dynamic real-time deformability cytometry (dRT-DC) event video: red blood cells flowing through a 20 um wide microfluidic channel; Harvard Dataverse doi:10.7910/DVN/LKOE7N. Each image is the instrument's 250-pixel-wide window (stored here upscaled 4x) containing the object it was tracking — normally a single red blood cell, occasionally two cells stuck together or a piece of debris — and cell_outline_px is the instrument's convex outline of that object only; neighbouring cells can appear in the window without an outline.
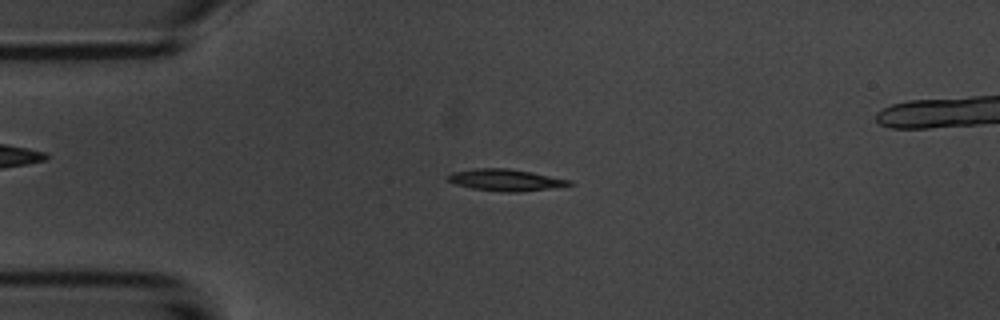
{"species": "common noctule bat (a hibernating species)", "species_latin": "Nyctalus noctula", "temperature_condition": "room temperature", "stored_images_in_passage": 49, "camera_frame_rate_fps": 3000, "um_per_image_px": 0.085, "animal": {"sex": "male", "body_mass_g": 20.1, "forearm_length_mm": 53.5}, "frame": {"image": 1, "passage_image": 7, "time_ms": 2.0, "image_size_px": [1000, 320], "cell_outline_px": [[576, 184], [548, 188], [516, 192], [504, 192], [472, 188], [456, 184], [448, 180], [448, 176], [452, 172], [476, 168], [508, 168], [532, 172], [572, 180]], "centroid_in_image_um": [43.0, 15.29], "position_along_channel_um": 42.0, "area_um2": 15.2}}
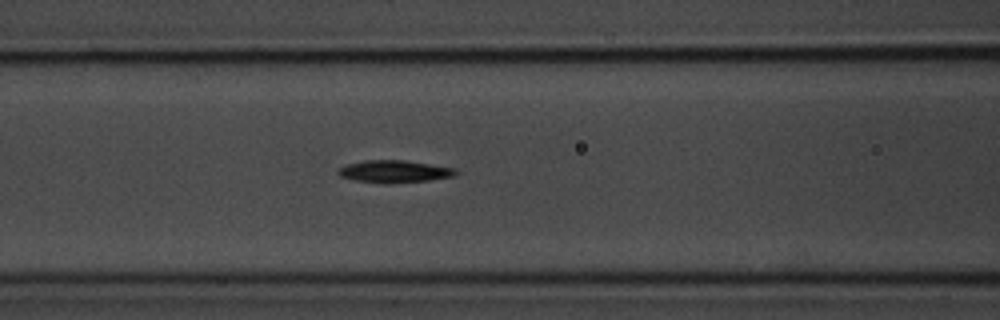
{"frame": {"image": 2, "passage_image": 16, "time_ms": 5.0, "image_size_px": [1000, 320], "cell_outline_px": [[456, 172], [452, 176], [428, 180], [388, 184], [384, 184], [356, 180], [340, 176], [336, 172], [344, 164], [364, 160], [408, 160], [456, 168]], "centroid_in_image_um": [33.48, 14.56], "position_along_channel_um": 133.1, "area_um2": 15.37}}
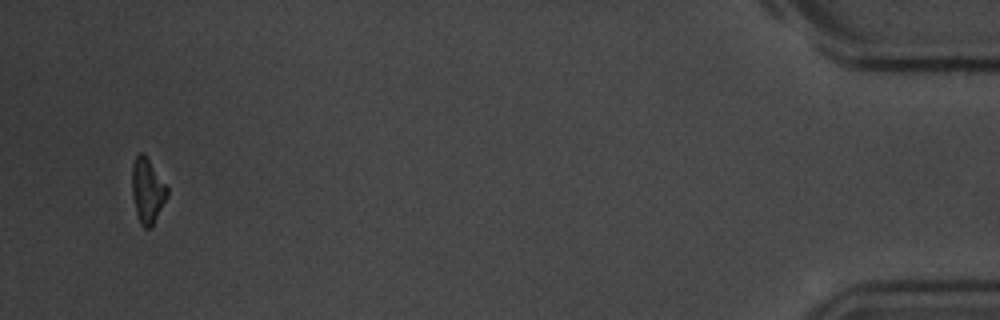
{"frame": {"image": 3, "passage_image": 46, "time_ms": 15.0, "image_size_px": [1000, 320], "cell_outline_px": [[168, 196], [152, 224], [148, 228], [144, 228], [140, 224], [136, 212], [132, 192], [132, 164], [136, 156], [140, 152], [144, 152], [168, 188]], "centroid_in_image_um": [12.52, 16.17], "position_along_channel_um": 422.7, "area_um2": 13.12}, "authors_computed_cell_mechanics": {"area_um2": 14.6234, "velocity_mm_per_s": 3.7191, "shape_relaxation_time_tau1_ms": 2.3234, "shape_relaxation_time_tau2_ms": null, "deformation_change_tau1": 0.1136, "deformation_change_tau2": null}}